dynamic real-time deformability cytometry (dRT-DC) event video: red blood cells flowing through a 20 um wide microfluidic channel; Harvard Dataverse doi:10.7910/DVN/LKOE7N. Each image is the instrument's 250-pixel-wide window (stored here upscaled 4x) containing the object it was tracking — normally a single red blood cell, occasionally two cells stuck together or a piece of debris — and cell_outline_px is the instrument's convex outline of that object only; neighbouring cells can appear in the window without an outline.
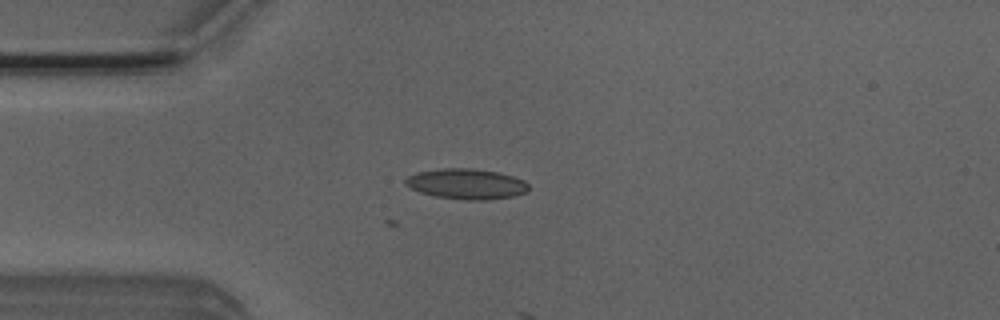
{"species": "Egyptian fruit bat (a non-hibernating species)", "species_latin": "Rousettus aegyptiacus", "temperature_condition": "room temperature", "stored_images_in_passage": 2, "camera_frame_rate_fps": 3000, "um_per_image_px": 0.085, "animal": {"sex": "male"}, "frame": {"image": 1, "passage_image": 1, "time_ms": 0.0, "image_size_px": [1000, 320], "cell_outline_px": [[528, 192], [512, 196], [488, 200], [464, 200], [436, 196], [420, 192], [404, 184], [404, 180], [408, 176], [416, 172], [444, 168], [472, 168], [496, 172], [512, 176], [524, 180], [528, 184]], "centroid_in_image_um": [39.64, 15.63], "position_along_channel_um": 45.4, "area_um2": 21.79}}